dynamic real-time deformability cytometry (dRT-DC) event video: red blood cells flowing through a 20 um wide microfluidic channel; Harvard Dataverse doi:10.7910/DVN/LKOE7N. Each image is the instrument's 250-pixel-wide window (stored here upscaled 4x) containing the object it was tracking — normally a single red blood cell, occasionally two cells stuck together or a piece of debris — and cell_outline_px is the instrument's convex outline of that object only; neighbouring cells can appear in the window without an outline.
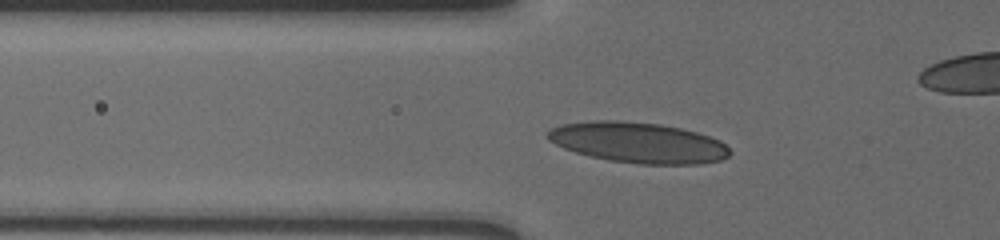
{"species": "human", "species_latin": "Homo sapiens", "temperature_condition": "cold", "stored_images_in_passage": 11, "camera_frame_rate_fps": 3000, "um_per_image_px": 0.085, "donor": {"sex": "male"}, "frame": {"image": 1, "passage_image": 3, "time_ms": 0.667, "image_size_px": [1000, 240], "cell_outline_px": [[732, 152], [728, 156], [720, 160], [700, 164], [640, 164], [608, 160], [576, 152], [564, 148], [548, 140], [544, 136], [544, 132], [560, 124], [596, 120], [616, 120], [660, 124], [680, 128], [696, 132], [720, 140]], "centroid_in_image_um": [54.21, 12.11], "position_along_channel_um": 71.6, "area_um2": 43.12}}
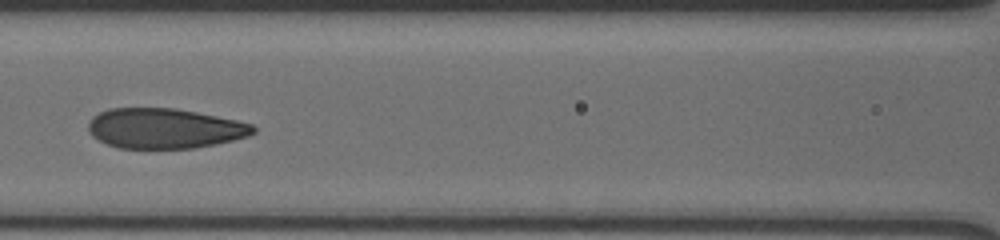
{"frame": {"image": 2, "passage_image": 8, "time_ms": 2.333, "image_size_px": [1000, 240], "cell_outline_px": [[256, 132], [248, 136], [232, 140], [196, 148], [120, 148], [108, 144], [92, 136], [88, 132], [88, 124], [92, 116], [108, 108], [176, 108], [236, 120], [252, 124], [256, 128]], "centroid_in_image_um": [13.97, 10.91], "position_along_channel_um": 152.6, "area_um2": 38.49}}
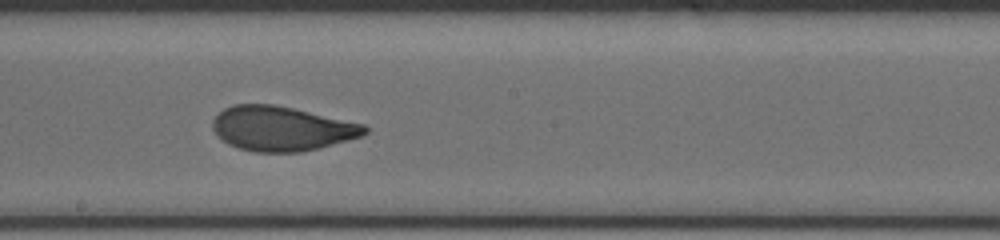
{"frame": {"image": 3, "passage_image": 10, "time_ms": 3.0, "image_size_px": [1000, 240], "cell_outline_px": [[368, 132], [360, 136], [348, 140], [320, 148], [300, 152], [256, 152], [240, 148], [228, 144], [212, 128], [212, 120], [224, 108], [232, 104], [272, 104], [292, 108], [364, 124], [368, 128]], "centroid_in_image_um": [23.94, 10.93], "position_along_channel_um": 224.3, "area_um2": 39.19}}